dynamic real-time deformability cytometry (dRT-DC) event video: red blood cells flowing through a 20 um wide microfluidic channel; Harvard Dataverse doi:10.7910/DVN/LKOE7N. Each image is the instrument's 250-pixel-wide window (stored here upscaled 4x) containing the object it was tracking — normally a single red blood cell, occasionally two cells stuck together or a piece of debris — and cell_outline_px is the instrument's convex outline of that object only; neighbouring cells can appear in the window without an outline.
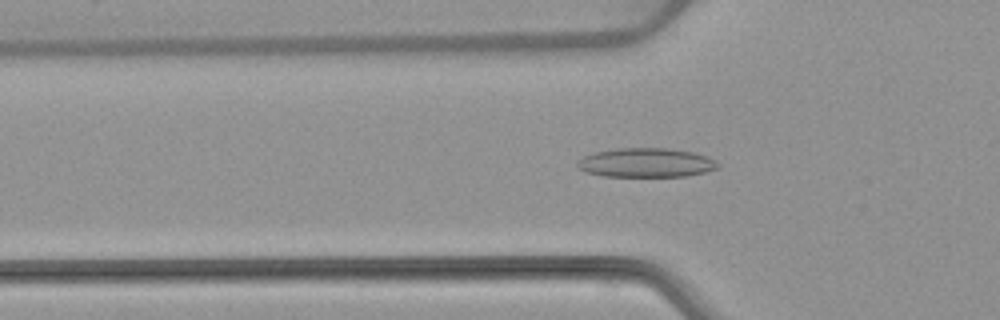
{"species": "common noctule bat (a hibernating species)", "species_latin": "Nyctalus noctula", "temperature_condition": "warm", "stored_images_in_passage": 54, "camera_frame_rate_fps": 3000, "um_per_image_px": 0.085, "animal": {"sex": "female", "body_mass_g": 22.7, "forearm_length_mm": 54.2}, "frame": {"image": 1, "passage_image": 18, "time_ms": 5.667, "image_size_px": [1000, 320], "cell_outline_px": [[720, 168], [688, 176], [600, 176], [584, 172], [576, 164], [584, 156], [596, 152], [616, 148], [668, 148], [696, 152], [716, 160], [720, 164]], "centroid_in_image_um": [54.96, 13.83], "position_along_channel_um": 70.8, "area_um2": 24.04}}
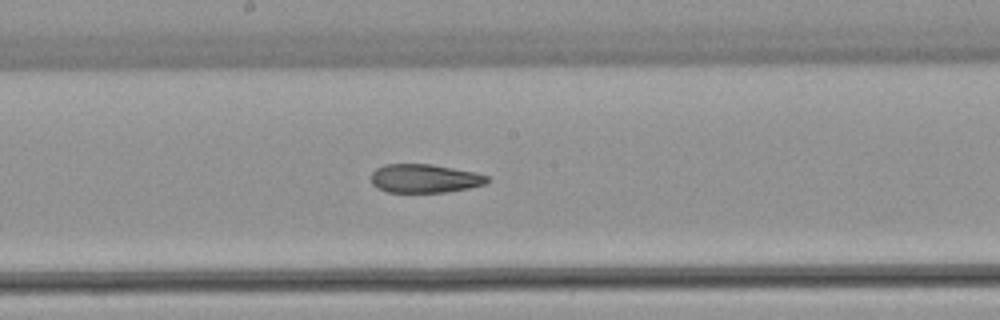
{"frame": {"image": 2, "passage_image": 29, "time_ms": 9.333, "image_size_px": [1000, 320], "cell_outline_px": [[488, 180], [484, 184], [472, 188], [448, 192], [388, 192], [376, 188], [372, 184], [372, 172], [376, 168], [384, 164], [432, 164], [476, 172], [488, 176]], "centroid_in_image_um": [36.1, 15.17], "position_along_channel_um": 212.1, "area_um2": 19.54}}
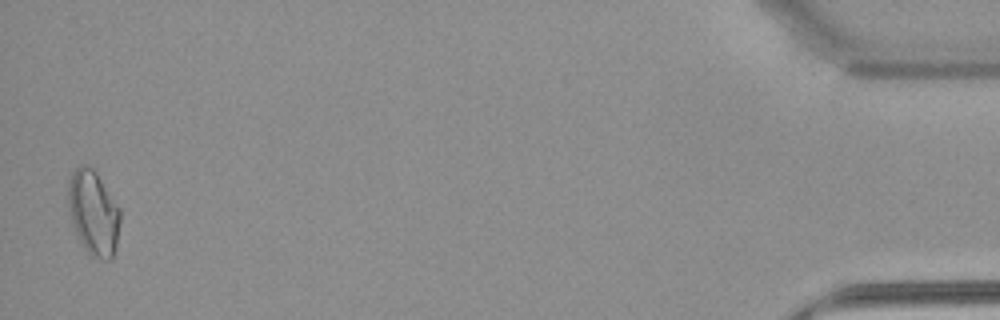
{"frame": {"image": 3, "passage_image": 53, "time_ms": 17.333, "image_size_px": [1000, 320], "cell_outline_px": [[120, 220], [116, 248], [112, 260], [104, 260], [92, 256], [84, 248], [72, 224], [68, 204], [68, 180], [72, 172], [80, 164], [84, 164], [92, 168], [96, 172], [120, 208]], "centroid_in_image_um": [7.94, 18.09], "position_along_channel_um": 427.3, "area_um2": 25.72}, "authors_computed_cell_mechanics": {"area_um2": 21.7039, "velocity_mm_per_s": 3.8338, "shape_relaxation_time_tau1_ms": null, "shape_relaxation_time_tau2_ms": 2.4677, "deformation_change_tau1": null, "deformation_change_tau2": 0.0904}}